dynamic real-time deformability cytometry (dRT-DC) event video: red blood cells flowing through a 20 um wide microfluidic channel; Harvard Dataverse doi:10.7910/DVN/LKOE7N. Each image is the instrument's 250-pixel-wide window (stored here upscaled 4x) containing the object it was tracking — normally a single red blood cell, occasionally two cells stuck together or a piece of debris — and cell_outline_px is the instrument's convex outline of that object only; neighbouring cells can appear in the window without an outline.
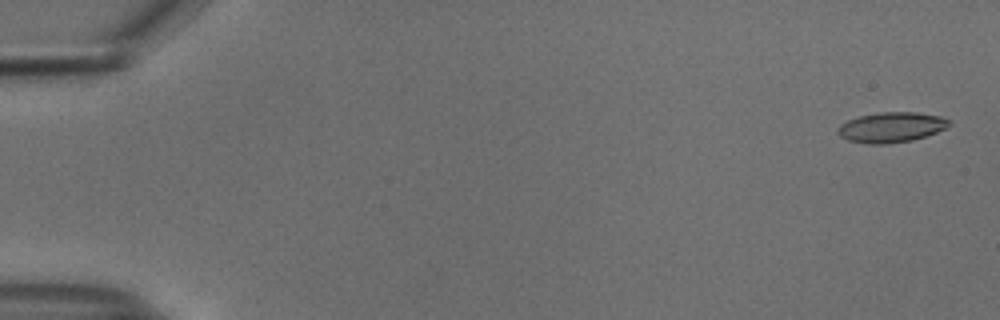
{"species": "common noctule bat (a hibernating species)", "species_latin": "Nyctalus noctula", "temperature_condition": "cold", "stored_images_in_passage": 53, "camera_frame_rate_fps": 3000, "um_per_image_px": 0.085, "animal": {"sex": "male", "body_mass_g": 18.8}, "frame": {"image": 1, "passage_image": 1, "time_ms": 0.0, "image_size_px": [1000, 320], "cell_outline_px": [[948, 124], [944, 128], [936, 132], [912, 140], [884, 144], [868, 144], [848, 140], [840, 136], [836, 132], [836, 128], [840, 124], [848, 120], [860, 116], [880, 112], [916, 112], [940, 116], [948, 120]], "centroid_in_image_um": [75.69, 10.82], "position_along_channel_um": 9.3, "area_um2": 19.36}}
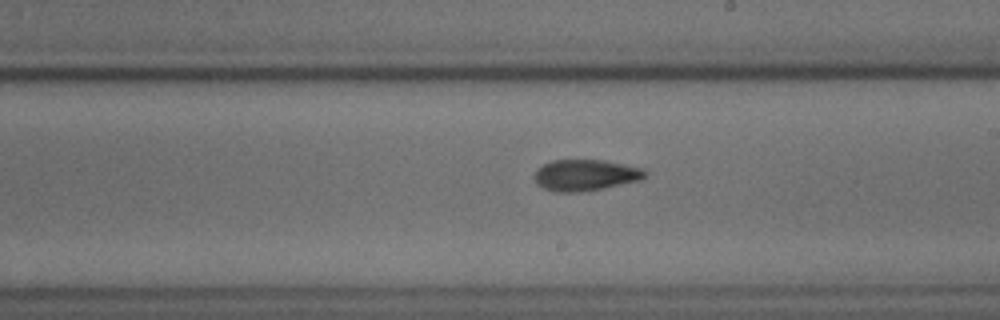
{"frame": {"image": 2, "passage_image": 31, "time_ms": 10.0, "image_size_px": [1000, 320], "cell_outline_px": [[648, 176], [640, 180], [604, 188], [580, 192], [556, 192], [544, 188], [536, 184], [532, 176], [536, 168], [552, 160], [604, 160], [644, 168], [648, 172]], "centroid_in_image_um": [49.75, 14.88], "position_along_channel_um": 239.2, "area_um2": 20.46}}
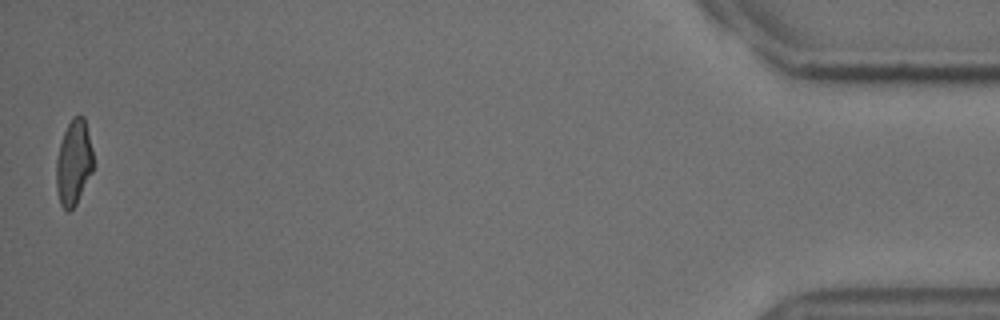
{"frame": {"image": 3, "passage_image": 53, "time_ms": 17.333, "image_size_px": [1000, 320], "cell_outline_px": [[92, 172], [76, 204], [68, 212], [60, 204], [56, 188], [56, 160], [60, 144], [64, 132], [72, 116], [80, 112], [84, 116], [92, 148]], "centroid_in_image_um": [6.25, 13.78], "position_along_channel_um": 428.9, "area_um2": 18.38}, "authors_computed_cell_mechanics": {"area_um2": 19.4208, "velocity_mm_per_s": 3.7534, "shape_relaxation_time_tau1_ms": 4.5331, "shape_relaxation_time_tau2_ms": 2.7792, "deformation_change_tau1": 0.1617, "deformation_change_tau2": 0.106}}